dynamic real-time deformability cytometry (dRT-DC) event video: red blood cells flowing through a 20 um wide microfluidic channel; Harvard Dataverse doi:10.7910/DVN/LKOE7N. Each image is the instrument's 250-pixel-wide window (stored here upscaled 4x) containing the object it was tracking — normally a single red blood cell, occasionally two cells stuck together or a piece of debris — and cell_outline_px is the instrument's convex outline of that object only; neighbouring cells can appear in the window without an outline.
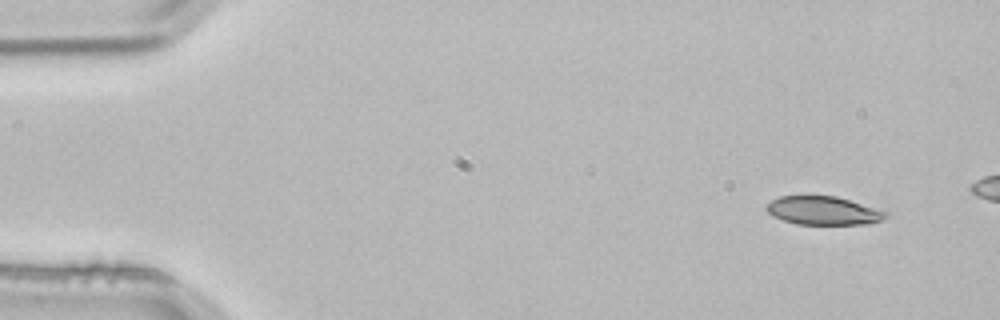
{"species": "common noctule bat (a hibernating species)", "species_latin": "Nyctalus noctula", "temperature_condition": "room temperature", "stored_images_in_passage": 2, "segment_of_instrument_passage": [2, 2], "camera_frame_rate_fps": 3000, "um_per_image_px": 0.085, "animal": {"sex": "male", "body_mass_g": 21.5, "forearm_length_mm": 52.0}, "frame": {"image": 1, "passage_image": 2, "time_ms": 0.333, "image_size_px": [1000, 320], "cell_outline_px": [[888, 216], [872, 224], [796, 224], [772, 216], [764, 208], [764, 204], [780, 196], [836, 196], [888, 212]], "centroid_in_image_um": [69.94, 17.91], "position_along_channel_um": 15.1, "area_um2": 19.77}}